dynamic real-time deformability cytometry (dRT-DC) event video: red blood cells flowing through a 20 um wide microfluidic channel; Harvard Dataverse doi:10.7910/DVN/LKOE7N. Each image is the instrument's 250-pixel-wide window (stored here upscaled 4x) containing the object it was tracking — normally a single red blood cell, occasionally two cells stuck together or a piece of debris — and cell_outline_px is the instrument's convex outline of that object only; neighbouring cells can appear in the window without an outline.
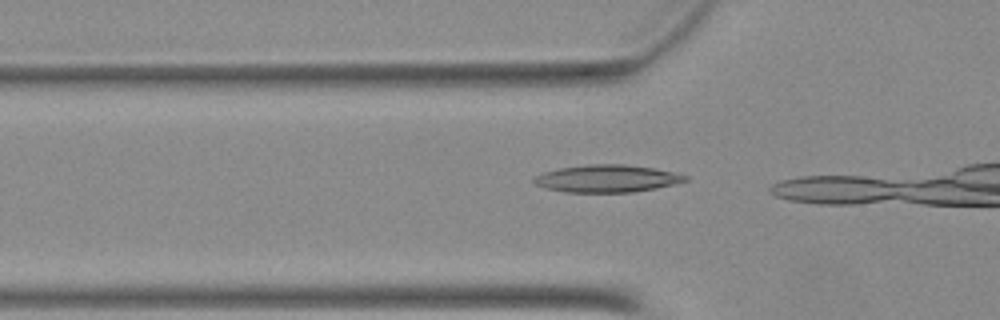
{"species": "Egyptian fruit bat (a non-hibernating species)", "species_latin": "Rousettus aegyptiacus", "temperature_condition": "warm", "stored_images_in_passage": 4, "camera_frame_rate_fps": 3000, "um_per_image_px": 0.085, "animal": {"sex": "female"}, "frame": {"image": 1, "passage_image": 2, "time_ms": 0.333, "image_size_px": [1000, 320], "cell_outline_px": [[688, 180], [656, 188], [632, 192], [564, 192], [548, 188], [536, 184], [532, 180], [536, 176], [544, 172], [560, 168], [588, 164], [624, 164], [652, 168], [672, 172], [688, 176]], "centroid_in_image_um": [51.59, 15.17], "position_along_channel_um": 74.2, "area_um2": 23.81}}